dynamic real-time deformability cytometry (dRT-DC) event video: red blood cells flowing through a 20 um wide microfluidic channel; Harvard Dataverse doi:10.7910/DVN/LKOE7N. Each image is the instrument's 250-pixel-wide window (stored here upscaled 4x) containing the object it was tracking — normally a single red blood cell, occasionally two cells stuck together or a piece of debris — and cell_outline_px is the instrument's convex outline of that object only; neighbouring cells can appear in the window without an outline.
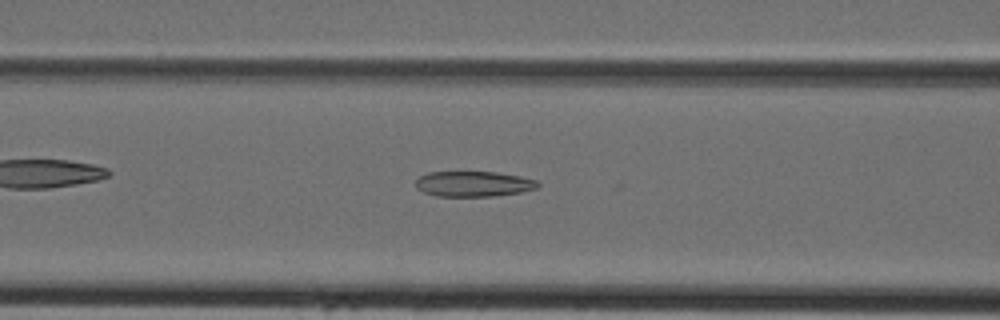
{"species": "Egyptian fruit bat (a non-hibernating species)", "species_latin": "Rousettus aegyptiacus", "temperature_condition": "cold", "stored_images_in_passage": 35, "camera_frame_rate_fps": 3000, "um_per_image_px": 0.085, "animal": {"sex": "female"}, "frame": {"image": 1, "passage_image": 9, "time_ms": 2.667, "image_size_px": [1000, 320], "cell_outline_px": [[540, 184], [536, 188], [520, 192], [492, 196], [436, 196], [424, 192], [416, 188], [416, 180], [420, 176], [428, 172], [496, 172], [520, 176], [536, 180]], "centroid_in_image_um": [40.23, 15.63], "position_along_channel_um": 126.4, "area_um2": 17.98}}
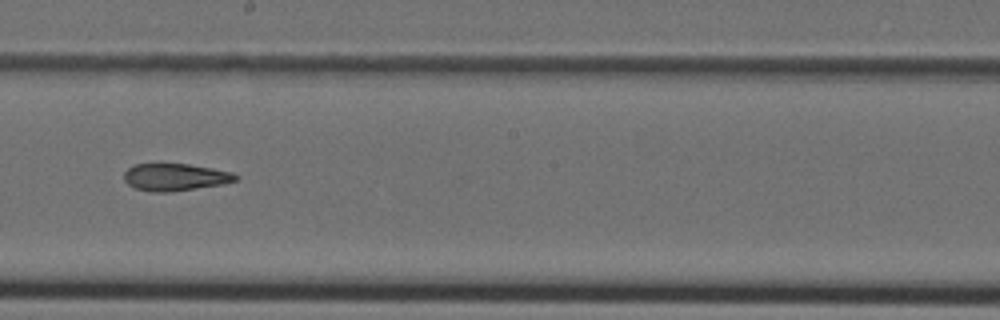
{"frame": {"image": 2, "passage_image": 16, "time_ms": 5.0, "image_size_px": [1000, 320], "cell_outline_px": [[240, 180], [224, 184], [168, 192], [152, 192], [136, 188], [128, 184], [124, 180], [124, 172], [132, 164], [188, 164], [212, 168], [232, 172], [240, 176]], "centroid_in_image_um": [14.92, 15.05], "position_along_channel_um": 233.3, "area_um2": 17.8}}
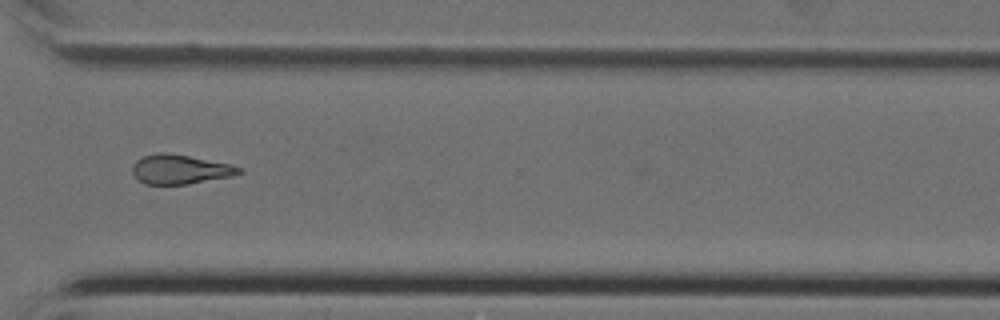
{"frame": {"image": 3, "passage_image": 24, "time_ms": 7.667, "image_size_px": [1000, 320], "cell_outline_px": [[244, 172], [232, 176], [188, 184], [144, 184], [136, 180], [132, 172], [132, 164], [136, 160], [144, 156], [160, 152], [164, 152], [188, 156], [232, 164], [240, 168]], "centroid_in_image_um": [15.28, 14.4], "position_along_channel_um": 355.3, "area_um2": 18.32}}